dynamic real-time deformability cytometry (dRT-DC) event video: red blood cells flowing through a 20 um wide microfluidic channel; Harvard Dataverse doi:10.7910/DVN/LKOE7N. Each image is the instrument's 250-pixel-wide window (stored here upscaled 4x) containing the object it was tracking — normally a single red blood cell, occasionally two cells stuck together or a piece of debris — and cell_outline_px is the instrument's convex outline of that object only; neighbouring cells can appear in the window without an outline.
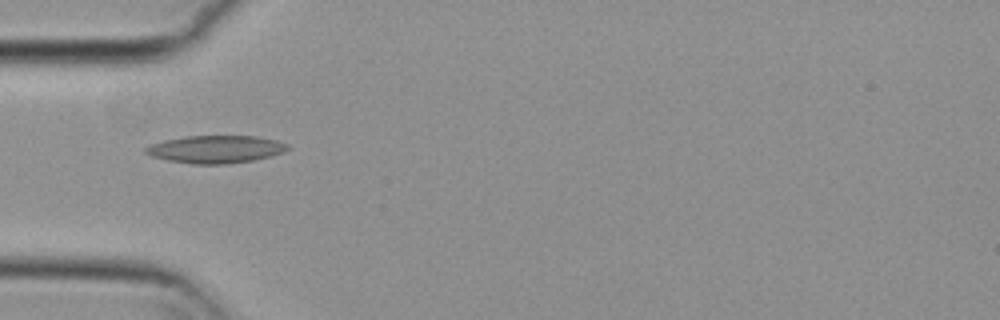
{"species": "common noctule bat (a hibernating species)", "species_latin": "Nyctalus noctula", "temperature_condition": "cold", "stored_images_in_passage": 39, "camera_frame_rate_fps": 3000, "um_per_image_px": 0.085, "animal": {"sex": "female", "body_mass_g": 29.2, "forearm_length_mm": 56.3}, "frame": {"image": 1, "passage_image": 1, "time_ms": 0.0, "image_size_px": [1000, 320], "cell_outline_px": [[292, 148], [284, 152], [272, 156], [252, 160], [228, 164], [192, 164], [168, 160], [152, 156], [144, 152], [144, 148], [148, 144], [164, 140], [184, 136], [256, 136], [276, 140], [288, 144]], "centroid_in_image_um": [18.34, 12.68], "position_along_channel_um": 66.7, "area_um2": 23.06}}
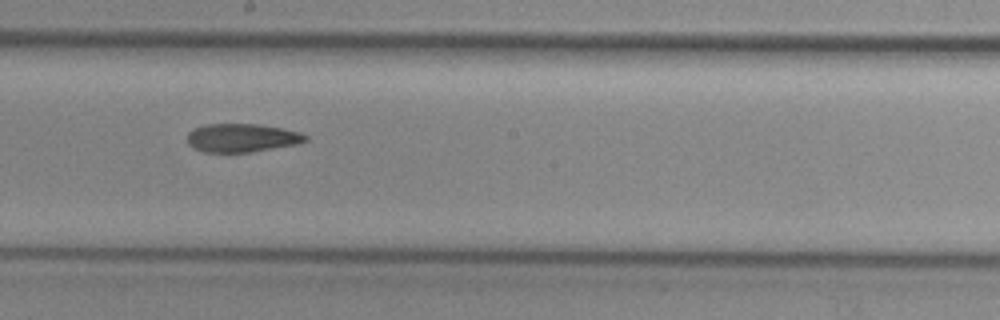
{"frame": {"image": 2, "passage_image": 14, "time_ms": 4.333, "image_size_px": [1000, 320], "cell_outline_px": [[308, 140], [300, 144], [252, 152], [204, 152], [192, 148], [188, 144], [188, 132], [204, 124], [256, 124], [280, 128], [300, 132], [308, 136]], "centroid_in_image_um": [20.58, 11.73], "position_along_channel_um": 227.6, "area_um2": 19.71}}
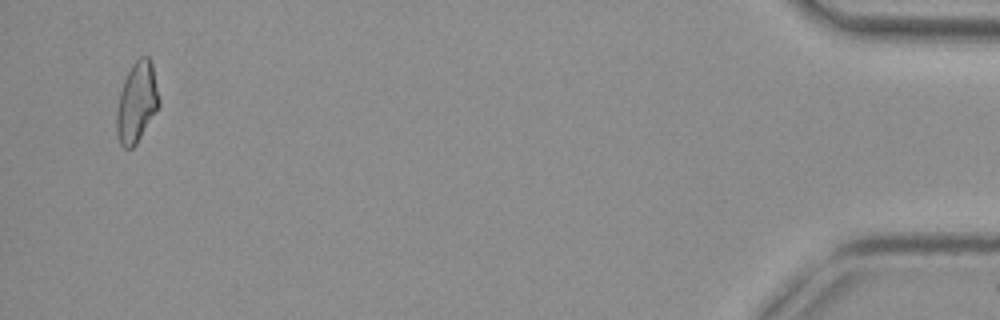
{"frame": {"image": 3, "passage_image": 37, "time_ms": 12.0, "image_size_px": [1000, 320], "cell_outline_px": [[160, 104], [136, 144], [132, 148], [124, 148], [120, 144], [116, 136], [116, 112], [120, 92], [124, 80], [132, 64], [140, 56], [148, 56], [152, 64], [160, 100]], "centroid_in_image_um": [11.61, 8.7], "position_along_channel_um": 423.6, "area_um2": 19.77}, "authors_computed_cell_mechanics": {"area_um2": 20.1144, "velocity_mm_per_s": 3.7169, "shape_relaxation_time_tau1_ms": 9.6149, "shape_relaxation_time_tau2_ms": 9.451, "deformation_change_tau1": 0.1719, "deformation_change_tau2": 0.1986}}